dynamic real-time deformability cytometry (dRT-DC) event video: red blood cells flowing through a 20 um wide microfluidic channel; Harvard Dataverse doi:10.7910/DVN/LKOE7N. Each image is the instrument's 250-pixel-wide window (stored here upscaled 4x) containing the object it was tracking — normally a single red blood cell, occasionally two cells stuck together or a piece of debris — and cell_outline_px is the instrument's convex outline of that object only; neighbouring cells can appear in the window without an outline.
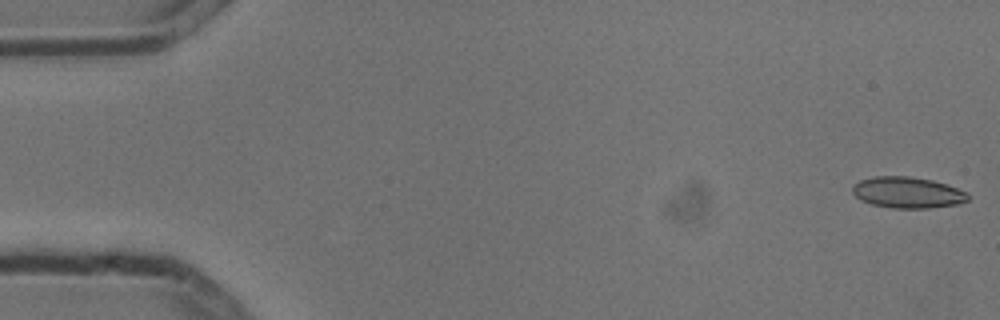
{"species": "common noctule bat (a hibernating species)", "species_latin": "Nyctalus noctula", "temperature_condition": "cold", "stored_images_in_passage": 5, "camera_frame_rate_fps": 3000, "um_per_image_px": 0.085, "animal": {"sex": "male", "body_mass_g": 13.3}, "frame": {"image": 1, "passage_image": 1, "time_ms": 0.0, "image_size_px": [1000, 320], "cell_outline_px": [[968, 200], [960, 204], [928, 208], [892, 208], [872, 204], [860, 200], [852, 192], [852, 184], [860, 180], [876, 176], [908, 176], [932, 180], [948, 184], [968, 192]], "centroid_in_image_um": [77.15, 16.36], "position_along_channel_um": 7.8, "area_um2": 21.15}}
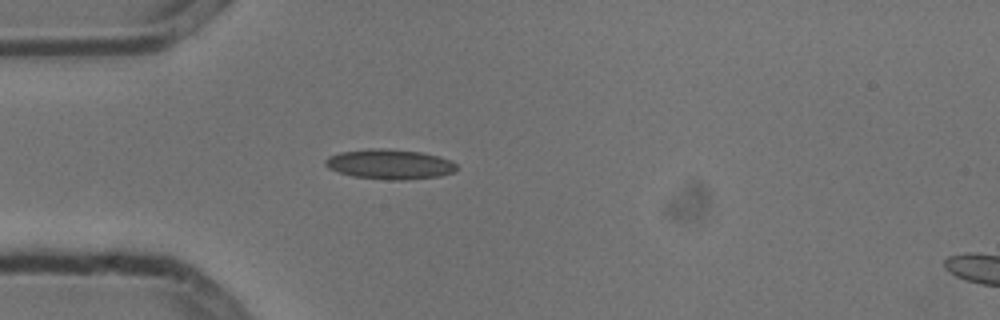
{"frame": {"image": 2, "passage_image": 5, "time_ms": 1.333, "image_size_px": [1000, 320], "cell_outline_px": [[456, 168], [452, 172], [440, 176], [400, 180], [388, 180], [352, 176], [328, 168], [324, 164], [324, 160], [328, 156], [340, 152], [368, 148], [380, 148], [420, 152], [440, 156], [452, 160], [456, 164]], "centroid_in_image_um": [33.1, 13.95], "position_along_channel_um": 51.9, "area_um2": 22.89}}